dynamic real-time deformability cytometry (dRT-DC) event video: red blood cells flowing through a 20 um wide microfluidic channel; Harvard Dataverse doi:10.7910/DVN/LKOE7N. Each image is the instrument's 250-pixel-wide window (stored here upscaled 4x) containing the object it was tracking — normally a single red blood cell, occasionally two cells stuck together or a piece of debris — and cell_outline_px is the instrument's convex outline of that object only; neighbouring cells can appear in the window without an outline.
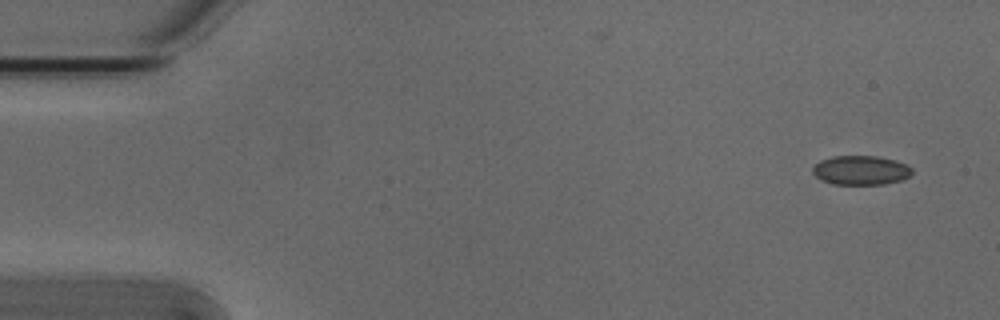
{"species": "Egyptian fruit bat (a non-hibernating species)", "species_latin": "Rousettus aegyptiacus", "temperature_condition": "cold", "stored_images_in_passage": 8, "camera_frame_rate_fps": 3000, "um_per_image_px": 0.085, "animal": {"sex": "male"}, "frame": {"image": 1, "passage_image": 1, "time_ms": 0.0, "image_size_px": [1000, 320], "cell_outline_px": [[912, 172], [908, 176], [900, 180], [884, 184], [832, 184], [820, 180], [812, 172], [812, 168], [820, 160], [832, 156], [876, 156], [896, 160], [912, 168]], "centroid_in_image_um": [73.13, 14.47], "position_along_channel_um": 11.9, "area_um2": 16.88}}
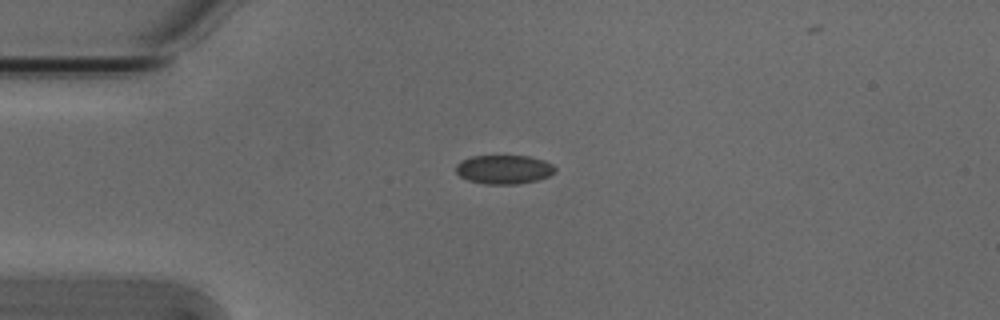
{"frame": {"image": 2, "passage_image": 4, "time_ms": 1.0, "image_size_px": [1000, 320], "cell_outline_px": [[556, 172], [548, 176], [536, 180], [516, 184], [484, 184], [468, 180], [460, 176], [456, 172], [456, 164], [460, 160], [472, 156], [528, 156], [544, 160], [552, 164], [556, 168]], "centroid_in_image_um": [42.82, 14.4], "position_along_channel_um": 42.2, "area_um2": 16.76}}
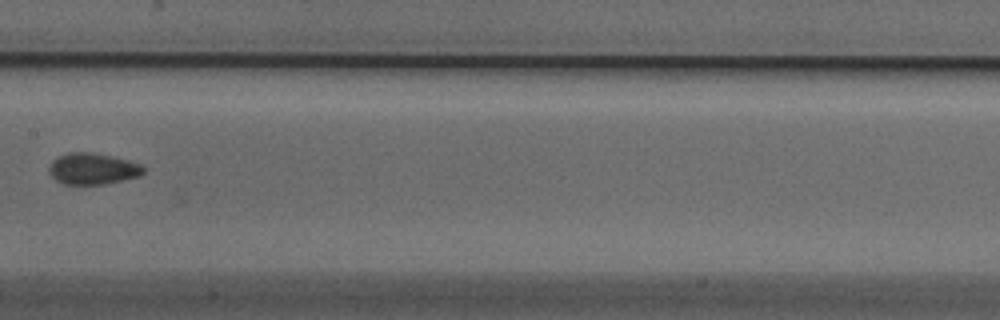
{"frame": {"image": 3, "passage_image": 8, "time_ms": 2.333, "image_size_px": [1000, 320], "cell_outline_px": [[144, 172], [140, 176], [104, 184], [64, 184], [56, 180], [48, 172], [48, 168], [52, 160], [68, 152], [92, 152], [112, 156], [128, 160], [140, 164], [144, 168]], "centroid_in_image_um": [7.87, 14.34], "position_along_channel_um": 199.5, "area_um2": 17.22}}